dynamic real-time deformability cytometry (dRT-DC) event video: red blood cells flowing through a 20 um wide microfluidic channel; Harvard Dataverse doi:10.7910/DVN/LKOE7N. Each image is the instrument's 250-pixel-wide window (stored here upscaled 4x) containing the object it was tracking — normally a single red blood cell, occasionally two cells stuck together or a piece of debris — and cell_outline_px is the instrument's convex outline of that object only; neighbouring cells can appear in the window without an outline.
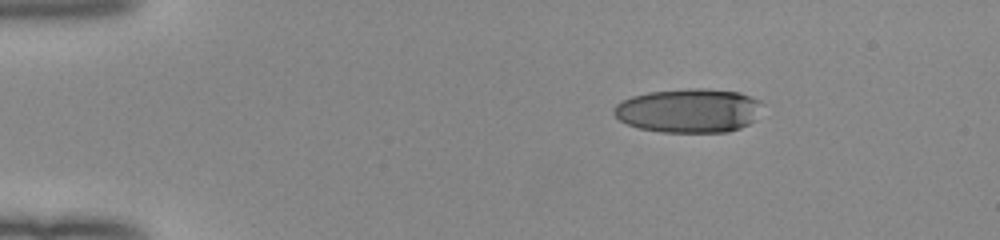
{"species": "human", "species_latin": "Homo sapiens", "temperature_condition": "room temperature", "stored_images_in_passage": 44, "camera_frame_rate_fps": 3000, "um_per_image_px": 0.085, "donor": {"sex": "female"}, "frame": {"image": 1, "passage_image": 1, "time_ms": 0.0, "image_size_px": [1000, 240], "cell_outline_px": [[764, 104], [756, 120], [740, 128], [728, 132], [660, 132], [640, 128], [628, 124], [620, 120], [612, 112], [612, 108], [616, 104], [632, 96], [648, 92], [688, 88], [704, 88], [740, 92], [760, 100]], "centroid_in_image_um": [58.59, 9.39], "position_along_channel_um": 26.4, "area_um2": 38.49}}
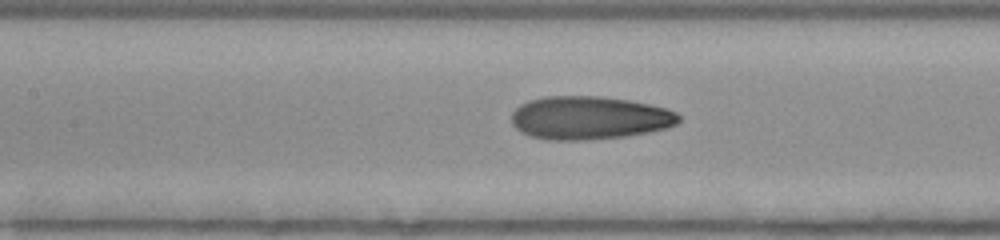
{"frame": {"image": 2, "passage_image": 17, "time_ms": 5.333, "image_size_px": [1000, 240], "cell_outline_px": [[680, 120], [676, 124], [668, 128], [648, 132], [624, 136], [588, 140], [548, 140], [528, 136], [520, 132], [512, 124], [512, 112], [520, 104], [528, 100], [544, 96], [600, 96], [628, 100], [668, 108], [676, 112], [680, 116]], "centroid_in_image_um": [50.07, 10.02], "position_along_channel_um": 157.3, "area_um2": 42.43}}
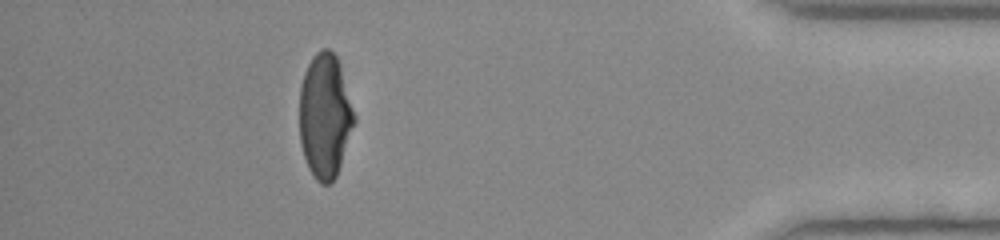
{"frame": {"image": 3, "passage_image": 39, "time_ms": 12.667, "image_size_px": [1000, 240], "cell_outline_px": [[356, 120], [336, 176], [328, 184], [320, 184], [312, 176], [308, 168], [300, 144], [300, 84], [304, 72], [312, 56], [320, 48], [328, 48], [336, 56], [356, 116]], "centroid_in_image_um": [27.6, 9.86], "position_along_channel_um": 407.6, "area_um2": 39.65}, "authors_computed_cell_mechanics": {"area_um2": 40.3155, "velocity_mm_per_s": 4.0243, "shape_relaxation_time_tau1_ms": 5.9886, "shape_relaxation_time_tau2_ms": 0.8927, "deformation_change_tau1": 0.2374, "deformation_change_tau2": 0.0781}}